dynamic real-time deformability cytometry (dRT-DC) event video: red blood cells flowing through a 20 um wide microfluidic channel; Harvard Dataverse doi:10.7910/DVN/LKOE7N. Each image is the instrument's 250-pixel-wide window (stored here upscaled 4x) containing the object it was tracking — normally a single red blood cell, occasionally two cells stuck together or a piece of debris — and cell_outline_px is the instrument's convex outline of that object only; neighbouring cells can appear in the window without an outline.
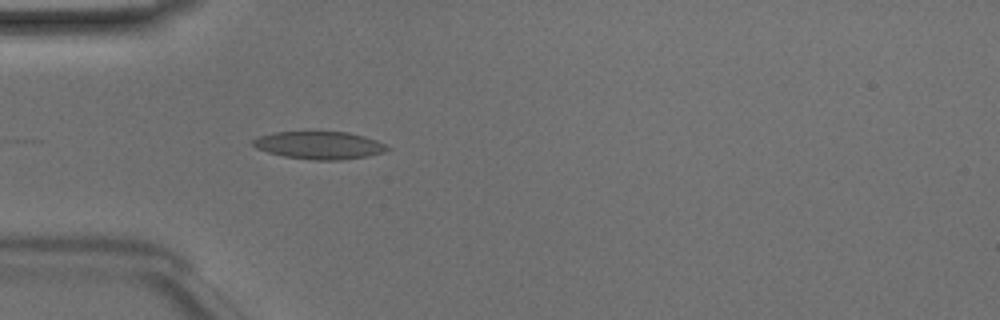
{"species": "Egyptian fruit bat (a non-hibernating species)", "species_latin": "Rousettus aegyptiacus", "temperature_condition": "room temperature", "stored_images_in_passage": 27, "camera_frame_rate_fps": 3000, "um_per_image_px": 0.085, "animal": {"sex": "male"}, "frame": {"image": 1, "passage_image": 4, "time_ms": 1.0, "image_size_px": [1000, 320], "cell_outline_px": [[392, 148], [384, 152], [368, 156], [340, 160], [316, 160], [284, 156], [268, 152], [256, 148], [252, 144], [252, 140], [260, 136], [272, 132], [348, 132], [364, 136], [376, 140]], "centroid_in_image_um": [27.16, 12.35], "position_along_channel_um": 57.8, "area_um2": 21.56}}
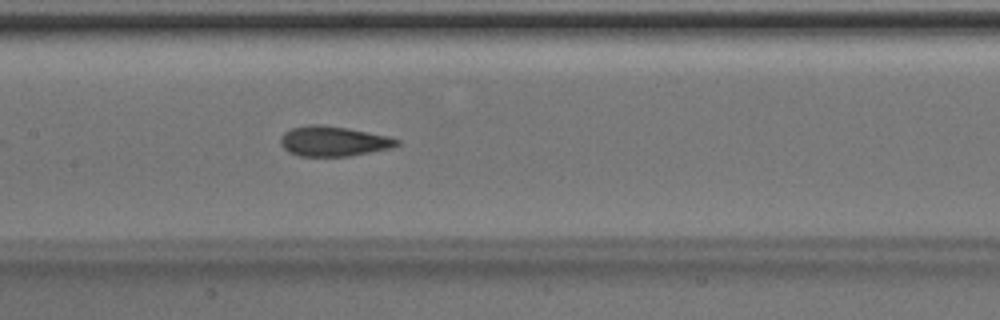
{"frame": {"image": 2, "passage_image": 13, "time_ms": 4.0, "image_size_px": [1000, 320], "cell_outline_px": [[400, 144], [392, 148], [348, 156], [300, 156], [288, 152], [280, 144], [280, 136], [284, 132], [292, 128], [308, 124], [324, 124], [348, 128], [388, 136], [400, 140]], "centroid_in_image_um": [28.32, 11.99], "position_along_channel_um": 179.1, "area_um2": 20.52}}
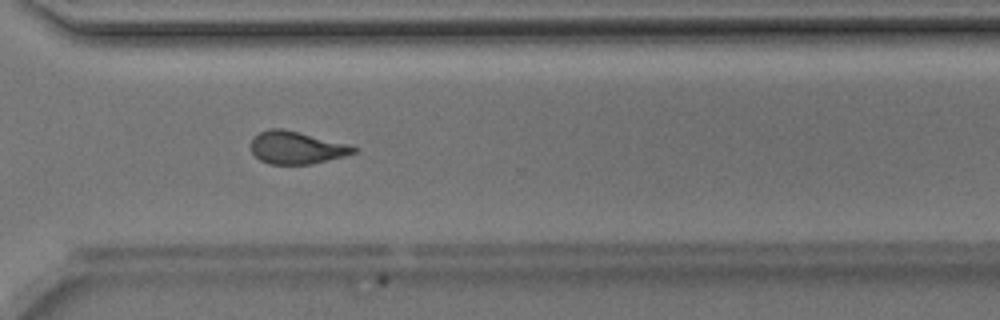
{"frame": {"image": 3, "passage_image": 25, "time_ms": 8.0, "image_size_px": [1000, 320], "cell_outline_px": [[360, 148], [356, 152], [344, 156], [312, 164], [268, 164], [260, 160], [252, 152], [252, 140], [260, 132], [272, 128], [284, 128], [348, 144]], "centroid_in_image_um": [25.23, 12.55], "position_along_channel_um": 345.4, "area_um2": 19.42}, "authors_computed_cell_mechanics": {"area_um2": 20.519, "velocity_mm_per_s": 4.1658, "shape_relaxation_time_tau1_ms": 4.3912, "shape_relaxation_time_tau2_ms": 1.8264, "deformation_change_tau1": 0.1433, "deformation_change_tau2": 0.0796}}